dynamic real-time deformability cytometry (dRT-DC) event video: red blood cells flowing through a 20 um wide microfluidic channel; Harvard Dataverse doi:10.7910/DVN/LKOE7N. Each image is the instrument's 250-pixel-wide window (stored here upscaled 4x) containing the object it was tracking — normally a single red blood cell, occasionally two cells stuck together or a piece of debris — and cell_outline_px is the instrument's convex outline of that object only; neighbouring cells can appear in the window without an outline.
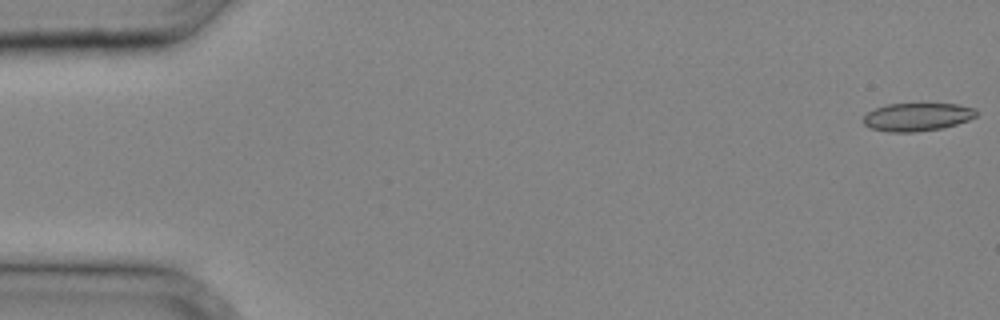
{"species": "common noctule bat (a hibernating species)", "species_latin": "Nyctalus noctula", "temperature_condition": "cold", "stored_images_in_passage": 33, "camera_frame_rate_fps": 3000, "um_per_image_px": 0.085, "animal": {"sex": "male", "body_mass_g": 20.4}, "frame": {"image": 1, "passage_image": 1, "time_ms": 0.0, "image_size_px": [1000, 320], "cell_outline_px": [[976, 116], [968, 120], [956, 124], [940, 128], [912, 132], [888, 132], [872, 128], [864, 124], [864, 116], [868, 112], [876, 108], [888, 104], [956, 104], [976, 108]], "centroid_in_image_um": [77.97, 9.93], "position_along_channel_um": 7.0, "area_um2": 18.21}}
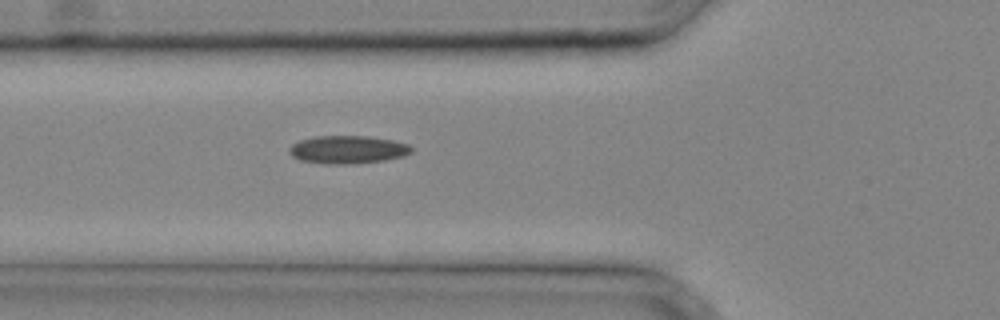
{"frame": {"image": 2, "passage_image": 13, "time_ms": 4.0, "image_size_px": [1000, 320], "cell_outline_px": [[412, 152], [404, 156], [384, 160], [344, 164], [328, 164], [300, 160], [292, 156], [288, 152], [288, 148], [292, 144], [300, 140], [316, 136], [368, 136], [392, 140], [408, 144], [412, 148]], "centroid_in_image_um": [29.54, 12.71], "position_along_channel_um": 96.3, "area_um2": 19.83}}
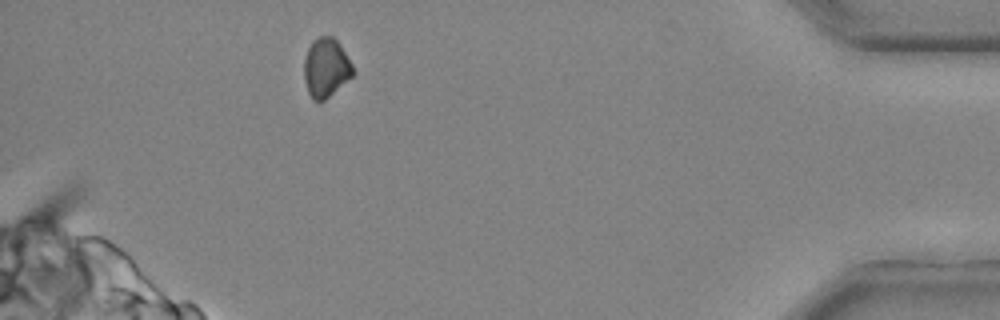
{"frame": {"image": 3, "passage_image": 32, "time_ms": 10.333, "image_size_px": [1000, 320], "cell_outline_px": [[356, 72], [352, 76], [320, 104], [312, 100], [308, 92], [304, 80], [304, 60], [308, 48], [312, 40], [320, 36], [332, 36], [340, 44], [352, 64]], "centroid_in_image_um": [27.7, 5.78], "position_along_channel_um": 407.5, "area_um2": 16.99}}